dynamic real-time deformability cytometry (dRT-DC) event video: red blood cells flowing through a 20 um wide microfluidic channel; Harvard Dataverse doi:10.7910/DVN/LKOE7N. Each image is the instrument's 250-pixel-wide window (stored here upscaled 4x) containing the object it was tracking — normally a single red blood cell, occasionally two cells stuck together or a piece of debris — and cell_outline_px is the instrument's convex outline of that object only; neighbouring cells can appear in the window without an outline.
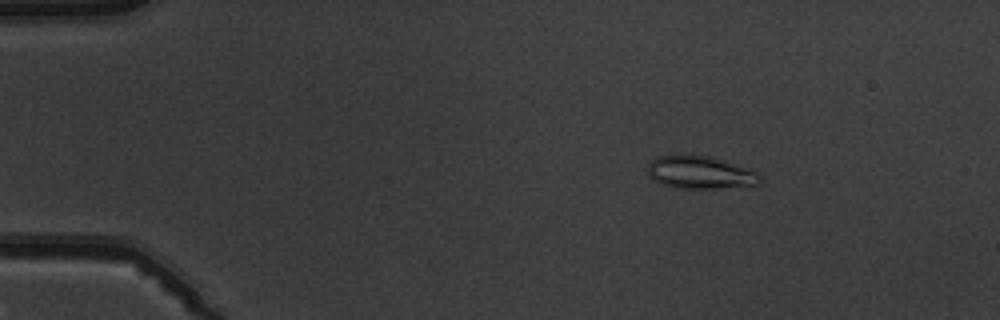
{"species": "common noctule bat (a hibernating species)", "species_latin": "Nyctalus noctula", "temperature_condition": "warm", "stored_images_in_passage": 7, "camera_frame_rate_fps": 3000, "um_per_image_px": 0.085, "animal": {"sex": "male", "body_mass_g": 19.5, "forearm_length_mm": 54.6}, "frame": {"image": 1, "passage_image": 3, "time_ms": 2.333, "image_size_px": [1000, 320], "cell_outline_px": [[760, 180], [756, 184], [716, 188], [676, 188], [652, 180], [648, 172], [648, 164], [656, 156], [680, 152], [708, 156], [748, 168], [756, 172], [760, 176]], "centroid_in_image_um": [59.42, 14.61], "position_along_channel_um": 25.6, "area_um2": 21.56}}
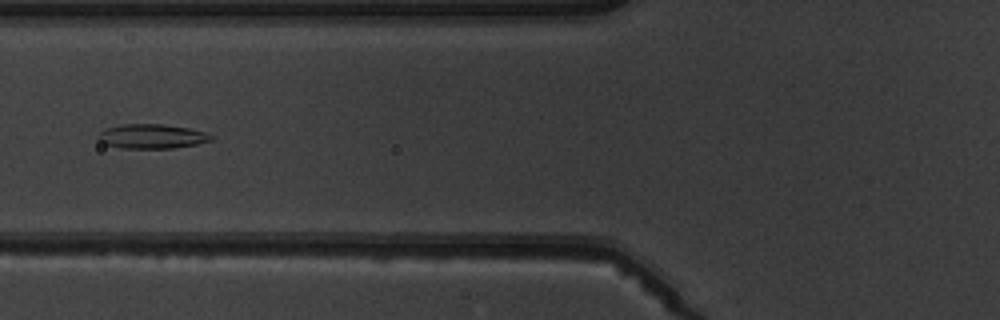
{"frame": {"image": 2, "passage_image": 6, "time_ms": 6.667, "image_size_px": [1000, 320], "cell_outline_px": [[212, 140], [196, 144], [172, 148], [120, 148], [104, 144], [100, 140], [100, 132], [104, 128], [124, 124], [164, 124], [188, 128], [204, 132], [212, 136]], "centroid_in_image_um": [12.89, 11.58], "position_along_channel_um": 112.9, "area_um2": 15.9}}
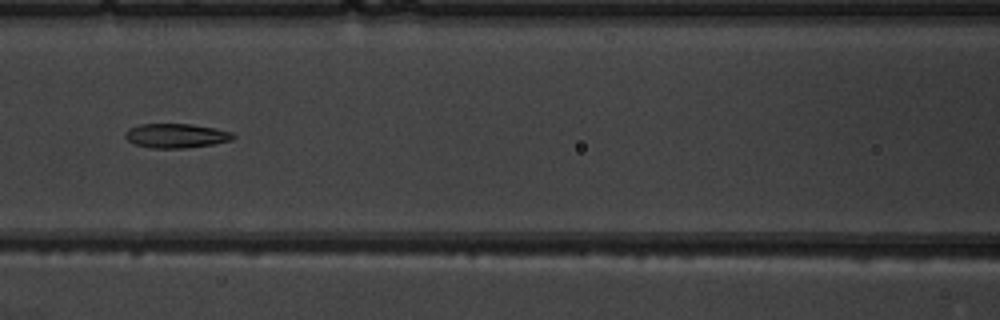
{"frame": {"image": 3, "passage_image": 7, "time_ms": 7.667, "image_size_px": [1000, 320], "cell_outline_px": [[236, 136], [232, 140], [212, 144], [184, 148], [152, 148], [136, 144], [128, 140], [124, 136], [124, 132], [128, 128], [140, 124], [192, 124], [216, 128], [232, 132]], "centroid_in_image_um": [14.97, 11.52], "position_along_channel_um": 151.6, "area_um2": 15.32}}